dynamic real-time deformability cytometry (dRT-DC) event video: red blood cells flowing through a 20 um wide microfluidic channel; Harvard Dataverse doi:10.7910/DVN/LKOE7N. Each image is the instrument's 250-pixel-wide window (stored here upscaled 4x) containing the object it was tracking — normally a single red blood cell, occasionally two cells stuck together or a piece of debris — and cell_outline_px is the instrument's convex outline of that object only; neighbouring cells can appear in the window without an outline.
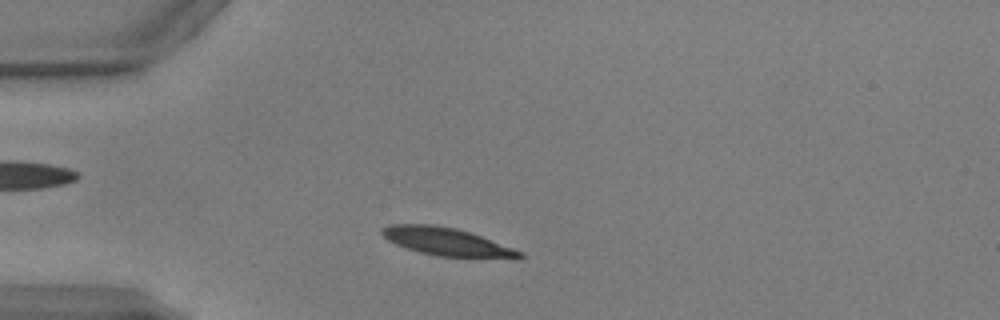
{"species": "common noctule bat (a hibernating species)", "species_latin": "Nyctalus noctula", "temperature_condition": "warm", "stored_images_in_passage": 43, "camera_frame_rate_fps": 3000, "um_per_image_px": 0.085, "animal": {"sex": "male", "body_mass_g": 17.9, "forearm_length_mm": 54.2}, "frame": {"image": 1, "passage_image": 5, "time_ms": 1.333, "image_size_px": [1000, 320], "cell_outline_px": [[524, 256], [520, 260], [512, 260], [436, 256], [420, 252], [396, 244], [388, 240], [380, 232], [380, 228], [388, 224], [432, 224], [456, 228], [480, 236], [524, 252]], "centroid_in_image_um": [38.06, 20.58], "position_along_channel_um": 46.9, "area_um2": 22.89}}
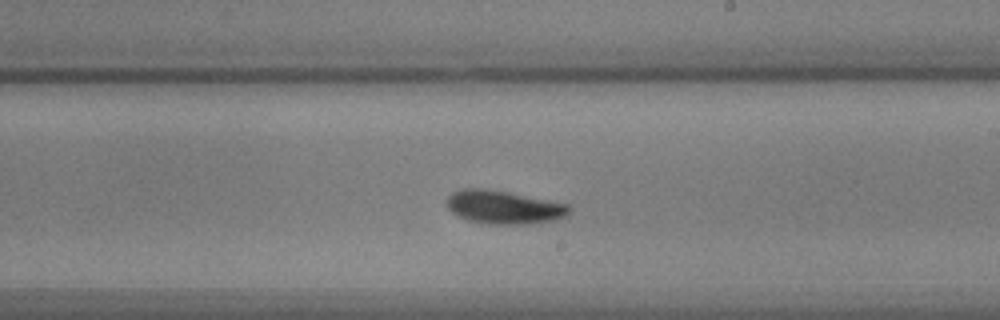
{"frame": {"image": 2, "passage_image": 22, "time_ms": 7.0, "image_size_px": [1000, 320], "cell_outline_px": [[572, 208], [564, 216], [556, 220], [528, 224], [488, 224], [468, 220], [452, 212], [448, 208], [448, 196], [452, 192], [464, 188], [484, 188], [508, 192], [568, 204]], "centroid_in_image_um": [42.82, 17.61], "position_along_channel_um": 246.2, "area_um2": 23.64}}
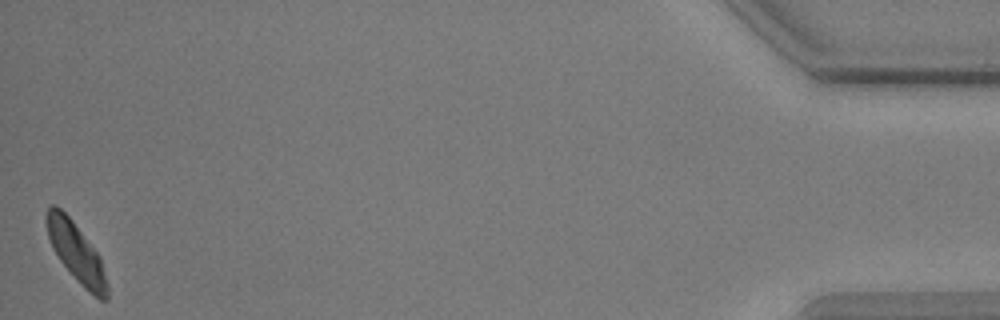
{"frame": {"image": 3, "passage_image": 43, "time_ms": 14.0, "image_size_px": [1000, 320], "cell_outline_px": [[108, 300], [100, 300], [84, 288], [60, 260], [52, 248], [48, 236], [44, 220], [44, 216], [48, 208], [52, 204], [56, 204], [72, 220], [100, 256], [108, 284]], "centroid_in_image_um": [6.47, 21.44], "position_along_channel_um": 428.7, "area_um2": 20.87}, "authors_computed_cell_mechanics": {"area_um2": 22.1374, "velocity_mm_per_s": 3.8571, "shape_relaxation_time_tau1_ms": 1.8748, "shape_relaxation_time_tau2_ms": 3.9728, "deformation_change_tau1": 0.1323, "deformation_change_tau2": 0.1042}}